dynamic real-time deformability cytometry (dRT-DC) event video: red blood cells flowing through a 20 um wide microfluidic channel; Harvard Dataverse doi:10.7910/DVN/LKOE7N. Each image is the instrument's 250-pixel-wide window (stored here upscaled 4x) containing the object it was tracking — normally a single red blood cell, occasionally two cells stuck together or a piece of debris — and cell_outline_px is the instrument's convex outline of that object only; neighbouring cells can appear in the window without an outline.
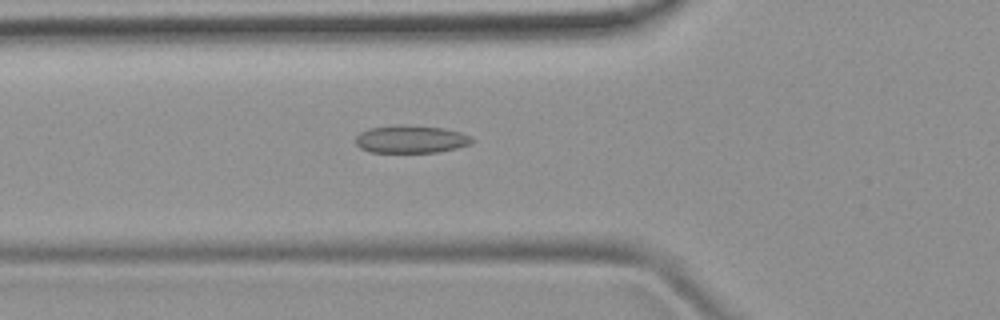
{"species": "common noctule bat (a hibernating species)", "species_latin": "Nyctalus noctula", "temperature_condition": "room temperature", "stored_images_in_passage": 34, "camera_frame_rate_fps": 3000, "um_per_image_px": 0.085, "animal": {"sex": "female", "body_mass_g": 19.9}, "frame": {"image": 1, "passage_image": 18, "time_ms": 5.667, "image_size_px": [1000, 320], "cell_outline_px": [[476, 140], [468, 144], [456, 148], [436, 152], [372, 152], [360, 148], [356, 144], [356, 136], [360, 132], [368, 128], [396, 124], [404, 124], [444, 128], [460, 132], [472, 136]], "centroid_in_image_um": [34.92, 11.81], "position_along_channel_um": 90.9, "area_um2": 18.96}}
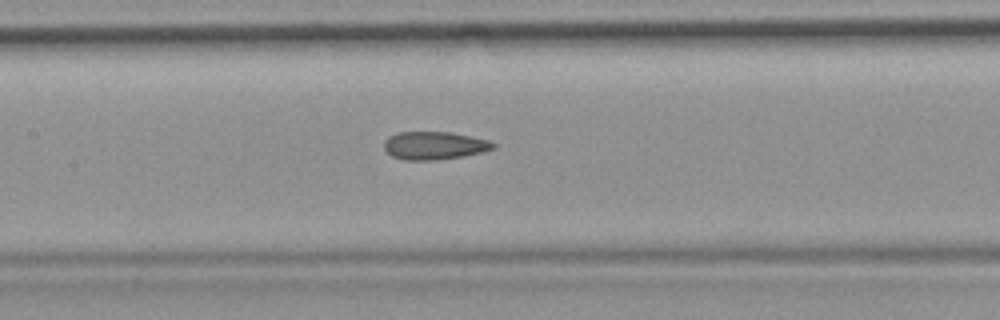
{"frame": {"image": 2, "passage_image": 24, "time_ms": 7.667, "image_size_px": [1000, 320], "cell_outline_px": [[496, 148], [484, 152], [464, 156], [436, 160], [404, 160], [392, 156], [384, 148], [384, 140], [388, 136], [396, 132], [448, 132], [488, 140], [496, 144]], "centroid_in_image_um": [36.91, 12.37], "position_along_channel_um": 170.5, "area_um2": 17.86}}
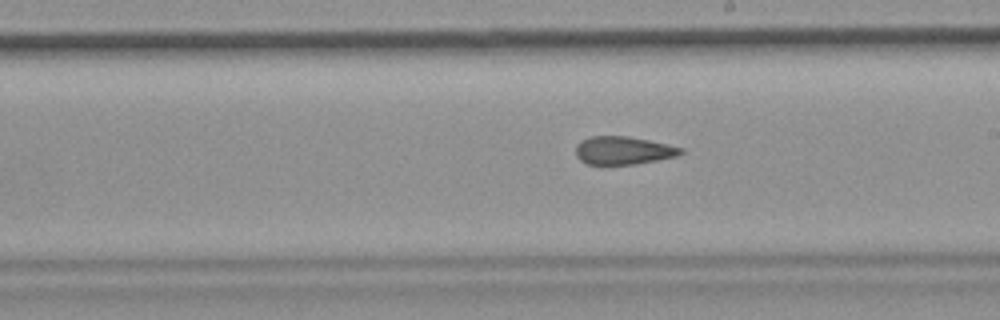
{"frame": {"image": 3, "passage_image": 29, "time_ms": 9.333, "image_size_px": [1000, 320], "cell_outline_px": [[684, 152], [676, 156], [636, 164], [588, 164], [580, 160], [576, 156], [576, 144], [580, 140], [588, 136], [628, 136], [668, 144], [684, 148]], "centroid_in_image_um": [52.96, 12.78], "position_along_channel_um": 236.0, "area_um2": 17.22}}